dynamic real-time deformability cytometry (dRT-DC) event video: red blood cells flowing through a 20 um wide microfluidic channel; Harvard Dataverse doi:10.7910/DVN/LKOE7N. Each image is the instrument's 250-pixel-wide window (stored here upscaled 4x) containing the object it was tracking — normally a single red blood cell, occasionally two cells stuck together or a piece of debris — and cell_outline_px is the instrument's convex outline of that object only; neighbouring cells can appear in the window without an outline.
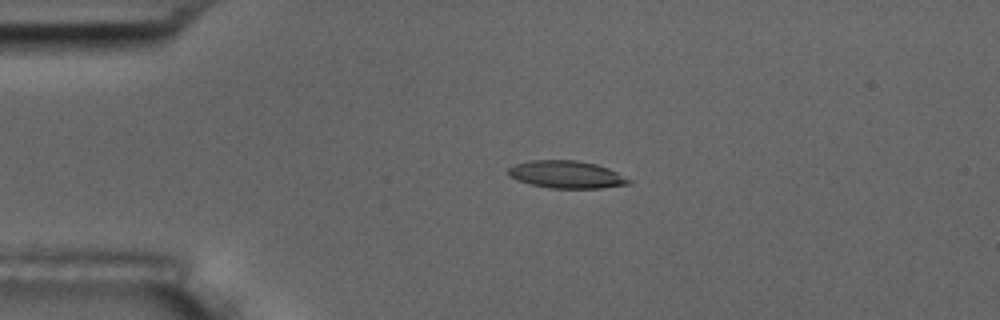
{"species": "common noctule bat (a hibernating species)", "species_latin": "Nyctalus noctula", "temperature_condition": "room temperature", "stored_images_in_passage": 3, "camera_frame_rate_fps": 3000, "um_per_image_px": 0.085, "animal": {"sex": "male", "body_mass_g": 17.5, "forearm_length_mm": 52.3}, "frame": {"image": 1, "passage_image": 2, "time_ms": 1.333, "image_size_px": [1000, 320], "cell_outline_px": [[632, 184], [600, 188], [552, 188], [532, 184], [508, 176], [508, 168], [516, 164], [532, 160], [576, 160], [596, 164], [608, 168], [632, 180]], "centroid_in_image_um": [48.19, 14.83], "position_along_channel_um": 36.8, "area_um2": 19.13}}